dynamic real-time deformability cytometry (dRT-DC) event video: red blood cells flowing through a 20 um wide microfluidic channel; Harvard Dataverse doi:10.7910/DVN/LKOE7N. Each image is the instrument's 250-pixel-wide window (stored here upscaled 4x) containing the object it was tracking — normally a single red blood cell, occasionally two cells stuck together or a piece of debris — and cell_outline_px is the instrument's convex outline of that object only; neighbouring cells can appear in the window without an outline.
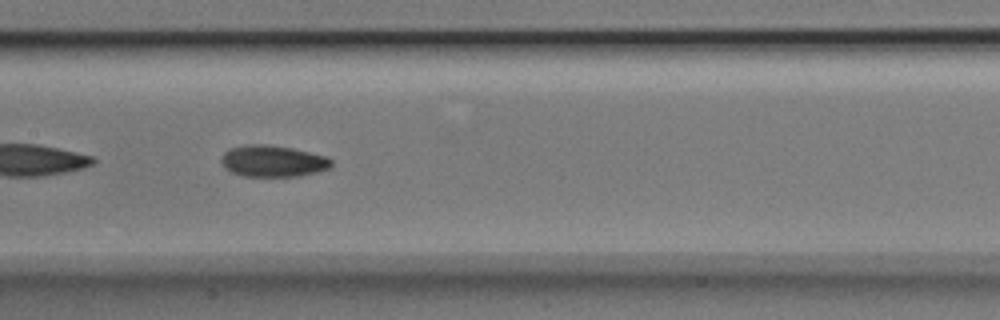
{"species": "Egyptian fruit bat (a non-hibernating species)", "species_latin": "Rousettus aegyptiacus", "temperature_condition": "room temperature", "stored_images_in_passage": 21, "camera_frame_rate_fps": 3000, "um_per_image_px": 0.085, "animal": {"sex": "male"}, "frame": {"image": 1, "passage_image": 12, "time_ms": 3.667, "image_size_px": [1000, 320], "cell_outline_px": [[332, 164], [328, 168], [316, 172], [300, 176], [244, 176], [232, 172], [224, 168], [220, 160], [220, 156], [228, 148], [244, 144], [268, 144], [292, 148], [328, 156], [332, 160]], "centroid_in_image_um": [23.16, 13.68], "position_along_channel_um": 184.2, "area_um2": 20.46}}
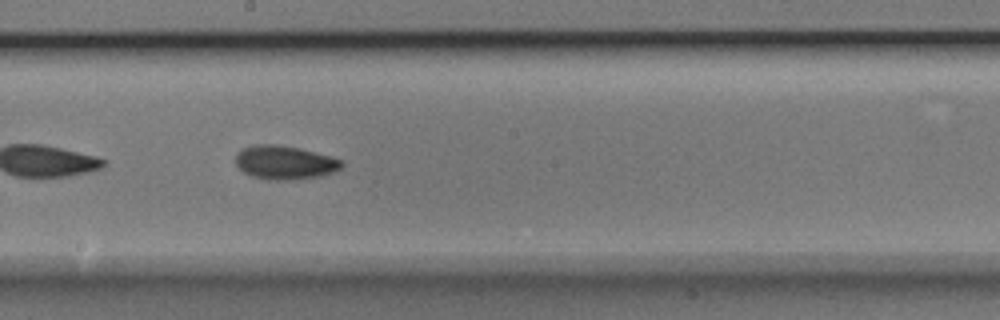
{"frame": {"image": 2, "passage_image": 15, "time_ms": 4.667, "image_size_px": [1000, 320], "cell_outline_px": [[344, 164], [340, 168], [332, 172], [320, 176], [284, 180], [268, 180], [252, 176], [244, 172], [236, 164], [236, 152], [240, 148], [256, 144], [276, 144], [300, 148], [332, 156], [344, 160]], "centroid_in_image_um": [24.2, 13.79], "position_along_channel_um": 224.0, "area_um2": 20.98}}